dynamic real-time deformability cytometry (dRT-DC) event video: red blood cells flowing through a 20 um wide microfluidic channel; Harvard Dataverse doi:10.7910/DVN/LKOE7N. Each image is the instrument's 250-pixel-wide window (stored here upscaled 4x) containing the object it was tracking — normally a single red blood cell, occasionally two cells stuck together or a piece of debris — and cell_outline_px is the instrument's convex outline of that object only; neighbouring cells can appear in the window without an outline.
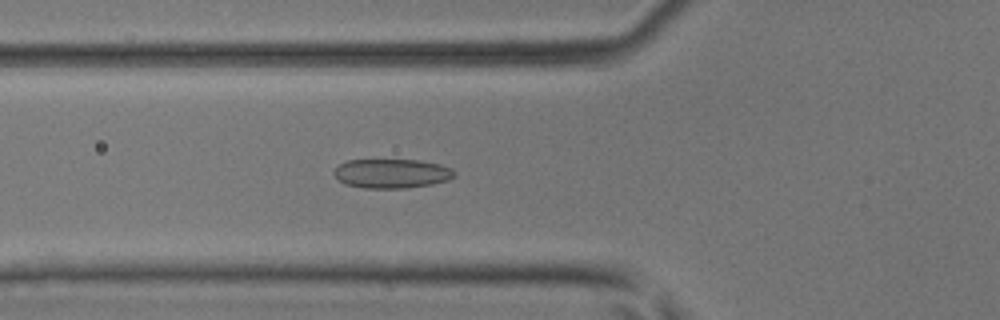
{"species": "common noctule bat (a hibernating species)", "species_latin": "Nyctalus noctula", "temperature_condition": "room temperature", "stored_images_in_passage": 50, "camera_frame_rate_fps": 3000, "um_per_image_px": 0.085, "animal": {"sex": "male", "body_mass_g": 17.9, "forearm_length_mm": 54.2}, "frame": {"image": 1, "passage_image": 19, "time_ms": 6.0, "image_size_px": [1000, 320], "cell_outline_px": [[456, 176], [448, 180], [432, 184], [408, 188], [364, 188], [344, 184], [332, 172], [340, 164], [348, 160], [420, 160], [440, 164], [452, 168], [456, 172]], "centroid_in_image_um": [33.34, 14.75], "position_along_channel_um": 92.5, "area_um2": 20.63}}
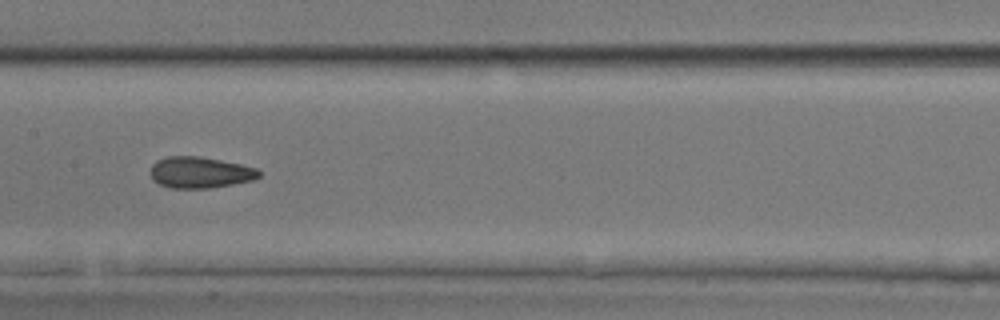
{"frame": {"image": 2, "passage_image": 26, "time_ms": 8.333, "image_size_px": [1000, 320], "cell_outline_px": [[260, 176], [252, 180], [232, 184], [208, 188], [168, 188], [152, 180], [152, 164], [156, 160], [168, 156], [200, 156], [240, 164], [256, 168], [260, 172]], "centroid_in_image_um": [16.98, 14.65], "position_along_channel_um": 190.4, "area_um2": 19.65}}
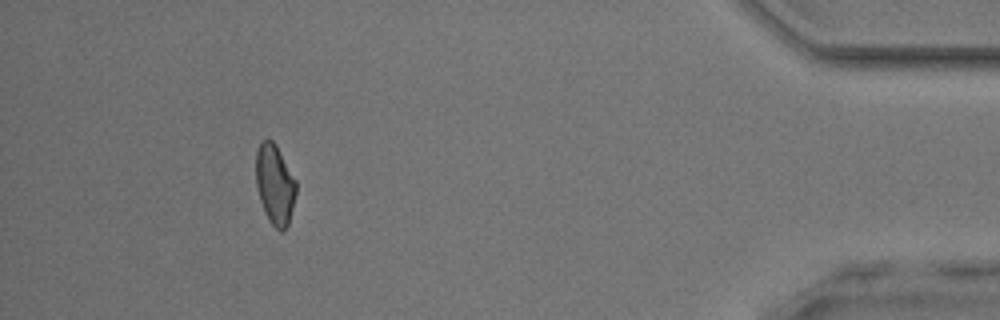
{"frame": {"image": 3, "passage_image": 46, "time_ms": 15.0, "image_size_px": [1000, 320], "cell_outline_px": [[296, 192], [288, 224], [280, 232], [268, 220], [260, 200], [256, 184], [256, 152], [260, 140], [268, 136], [276, 144], [296, 180]], "centroid_in_image_um": [23.35, 15.61], "position_along_channel_um": 411.9, "area_um2": 18.79}, "authors_computed_cell_mechanics": {"area_um2": 19.8832, "velocity_mm_per_s": 4.1878, "shape_relaxation_time_tau1_ms": 3.6545, "shape_relaxation_time_tau2_ms": 1.8056, "deformation_change_tau1": 0.0887, "deformation_change_tau2": 0.08}}